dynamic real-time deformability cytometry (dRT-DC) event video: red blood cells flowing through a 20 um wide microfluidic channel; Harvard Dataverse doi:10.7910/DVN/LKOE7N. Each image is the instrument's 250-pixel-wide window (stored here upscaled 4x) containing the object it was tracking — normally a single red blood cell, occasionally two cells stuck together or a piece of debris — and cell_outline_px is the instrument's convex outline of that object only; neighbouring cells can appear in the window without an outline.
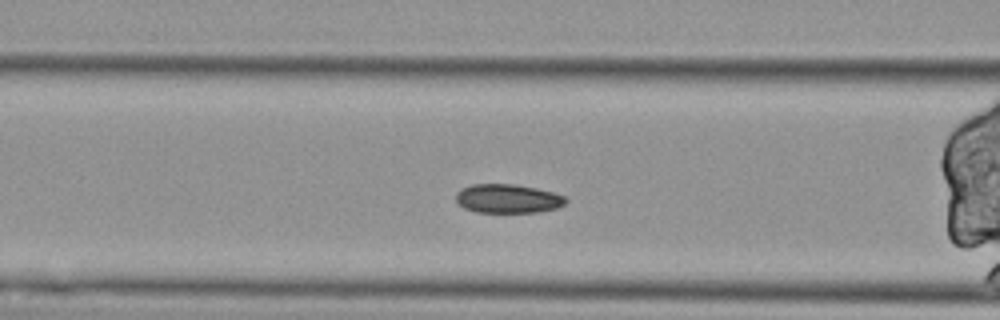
{"species": "Egyptian fruit bat (a non-hibernating species)", "species_latin": "Rousettus aegyptiacus", "temperature_condition": "cold", "stored_images_in_passage": 40, "segment_of_instrument_passage": [2, 2], "camera_frame_rate_fps": 3000, "um_per_image_px": 0.085, "animal": {"sex": "female"}, "frame": {"image": 1, "passage_image": 15, "time_ms": 4.667, "image_size_px": [1000, 320], "cell_outline_px": [[568, 200], [564, 204], [556, 208], [536, 212], [476, 212], [464, 208], [456, 200], [456, 192], [460, 188], [472, 184], [512, 184], [536, 188], [552, 192], [564, 196]], "centroid_in_image_um": [43.13, 16.88], "position_along_channel_um": 123.5, "area_um2": 18.44}}
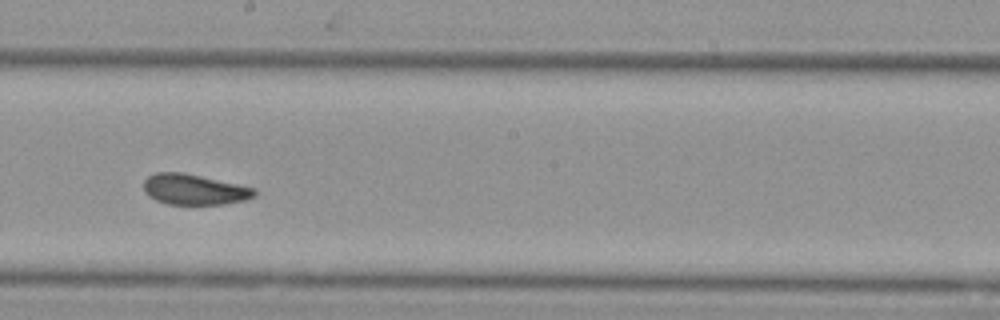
{"frame": {"image": 2, "passage_image": 25, "time_ms": 8.0, "image_size_px": [1000, 320], "cell_outline_px": [[256, 196], [244, 200], [224, 204], [168, 204], [156, 200], [148, 196], [144, 192], [144, 180], [148, 176], [156, 172], [184, 172], [256, 188]], "centroid_in_image_um": [16.5, 16.1], "position_along_channel_um": 231.7, "area_um2": 19.83}}
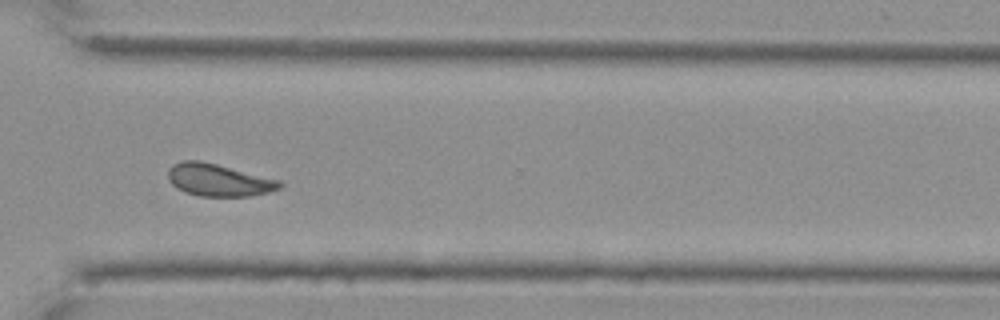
{"frame": {"image": 3, "passage_image": 36, "time_ms": 11.667, "image_size_px": [1000, 320], "cell_outline_px": [[284, 184], [280, 188], [268, 192], [248, 196], [200, 196], [176, 188], [168, 180], [168, 168], [172, 164], [184, 160], [200, 160], [280, 180]], "centroid_in_image_um": [18.56, 15.29], "position_along_channel_um": 352.0, "area_um2": 20.92}}